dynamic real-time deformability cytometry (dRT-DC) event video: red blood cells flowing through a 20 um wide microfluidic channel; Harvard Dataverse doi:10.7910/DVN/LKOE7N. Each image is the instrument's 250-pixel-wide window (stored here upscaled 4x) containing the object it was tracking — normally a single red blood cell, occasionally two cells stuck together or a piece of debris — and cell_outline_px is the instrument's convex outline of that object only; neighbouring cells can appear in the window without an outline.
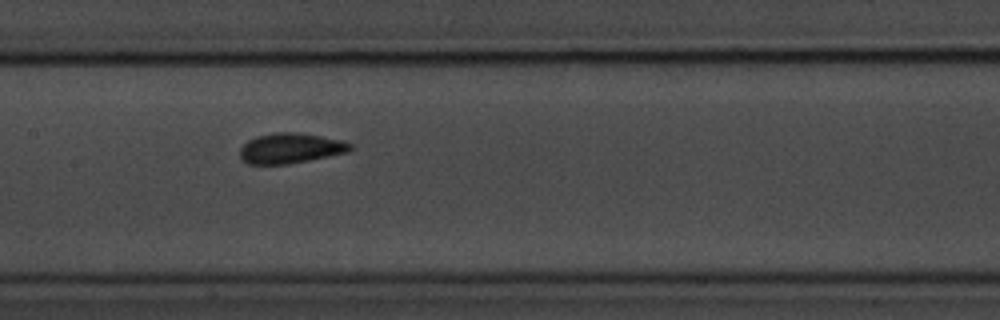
{"species": "common noctule bat (a hibernating species)", "species_latin": "Nyctalus noctula", "temperature_condition": "room temperature", "stored_images_in_passage": 17, "camera_frame_rate_fps": 3000, "um_per_image_px": 0.085, "animal": {"sex": "male", "body_mass_g": 20.1, "forearm_length_mm": 53.5}, "frame": {"image": 1, "passage_image": 10, "time_ms": 11.0, "image_size_px": [1000, 320], "cell_outline_px": [[352, 148], [348, 152], [288, 164], [248, 164], [240, 156], [240, 148], [248, 140], [256, 136], [276, 132], [300, 132], [340, 140], [352, 144]], "centroid_in_image_um": [24.67, 12.59], "position_along_channel_um": 182.7, "area_um2": 19.31}}
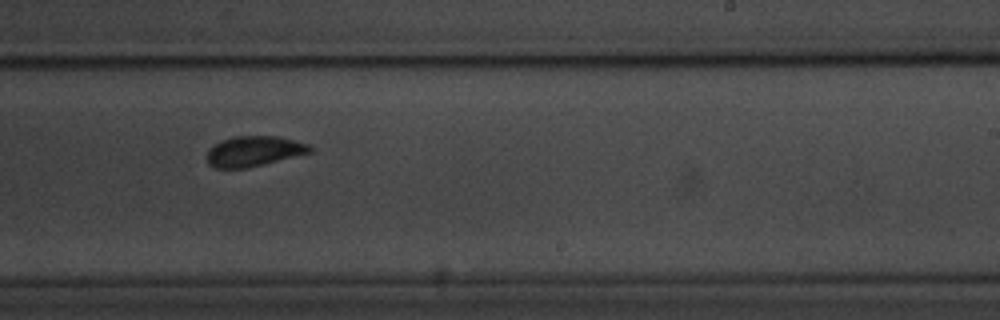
{"frame": {"image": 2, "passage_image": 12, "time_ms": 13.333, "image_size_px": [1000, 320], "cell_outline_px": [[312, 152], [248, 168], [212, 168], [208, 164], [208, 152], [220, 140], [232, 136], [276, 136], [308, 144], [312, 148]], "centroid_in_image_um": [21.57, 12.86], "position_along_channel_um": 267.4, "area_um2": 18.03}, "authors_computed_cell_mechanics": {"area_um2": 18.0914, "velocity_mm_per_s": 3.6304, "shape_relaxation_time_tau1_ms": 7.564, "shape_relaxation_time_tau2_ms": 6.9887, "deformation_change_tau1": 0.2629, "deformation_change_tau2": 0.0943}}